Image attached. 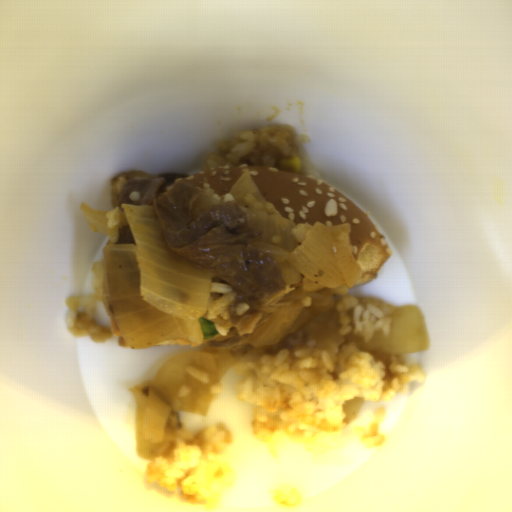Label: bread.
Masks as SVG:
<instances>
[{
	"label": "bread",
	"instance_id": "bread-1",
	"mask_svg": "<svg viewBox=\"0 0 512 512\" xmlns=\"http://www.w3.org/2000/svg\"><path fill=\"white\" fill-rule=\"evenodd\" d=\"M245 171H248L264 201L271 203L282 218L295 225L309 224L314 228L316 223L329 227L350 224L352 255L361 269L353 287L374 280L391 257L388 243L363 210L339 189L311 177L275 167L218 165L187 175L170 189L180 182H190L201 190L213 188V194L221 196L231 193L232 186ZM329 199H335L338 205L337 213L331 216L324 214Z\"/></svg>",
	"mask_w": 512,
	"mask_h": 512
}]
</instances>
